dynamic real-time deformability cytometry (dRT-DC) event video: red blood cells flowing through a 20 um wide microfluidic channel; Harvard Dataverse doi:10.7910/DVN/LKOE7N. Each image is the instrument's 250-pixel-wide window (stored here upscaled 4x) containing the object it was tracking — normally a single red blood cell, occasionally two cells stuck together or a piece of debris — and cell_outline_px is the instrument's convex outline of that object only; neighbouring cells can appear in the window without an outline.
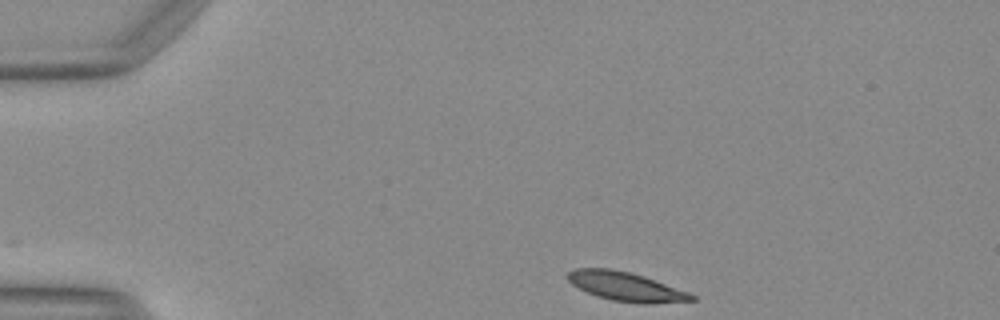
{"species": "Egyptian fruit bat (a non-hibernating species)", "species_latin": "Rousettus aegyptiacus", "temperature_condition": "warm", "stored_images_in_passage": 42, "camera_frame_rate_fps": 3000, "um_per_image_px": 0.085, "animal": {"sex": "female"}, "frame": {"image": 1, "passage_image": 1, "time_ms": 0.0, "image_size_px": [1000, 320], "cell_outline_px": [[696, 300], [652, 304], [644, 304], [612, 300], [596, 296], [572, 284], [568, 280], [568, 272], [572, 268], [612, 268], [644, 276], [688, 292], [696, 296]], "centroid_in_image_um": [53.21, 24.36], "position_along_channel_um": 31.8, "area_um2": 20.87}}
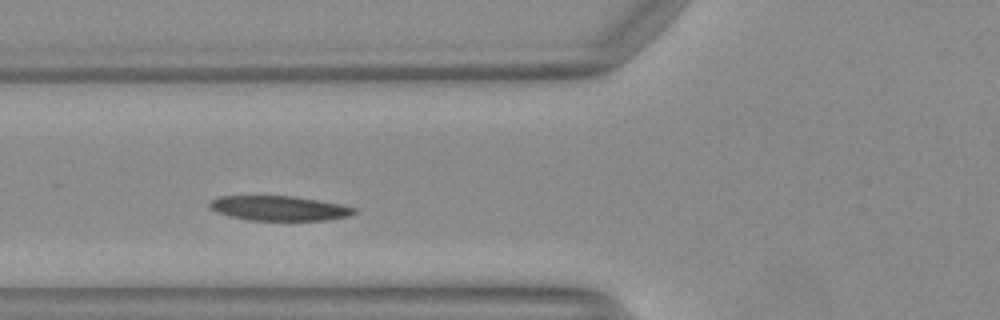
{"frame": {"image": 2, "passage_image": 11, "time_ms": 3.333, "image_size_px": [1000, 320], "cell_outline_px": [[356, 212], [352, 216], [328, 220], [248, 220], [228, 216], [216, 212], [208, 208], [208, 204], [212, 200], [220, 196], [292, 196], [340, 204], [356, 208]], "centroid_in_image_um": [23.71, 17.71], "position_along_channel_um": 102.1, "area_um2": 20.92}}
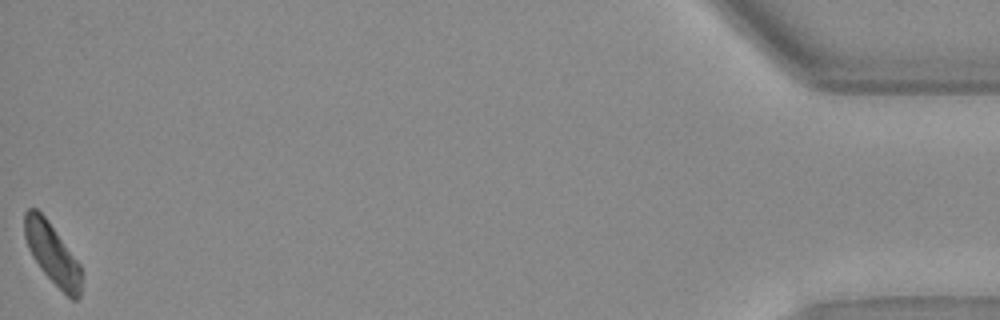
{"frame": {"image": 3, "passage_image": 42, "time_ms": 13.667, "image_size_px": [1000, 320], "cell_outline_px": [[80, 296], [76, 300], [72, 300], [40, 268], [32, 256], [28, 248], [24, 236], [24, 212], [28, 208], [36, 208], [48, 220], [80, 264]], "centroid_in_image_um": [4.41, 21.52], "position_along_channel_um": 430.8, "area_um2": 19.77}, "authors_computed_cell_mechanics": {"area_um2": 21.3282, "velocity_mm_per_s": 4.0739, "shape_relaxation_time_tau1_ms": 4.523, "shape_relaxation_time_tau2_ms": 2.0266, "deformation_change_tau1": 0.167, "deformation_change_tau2": 0.0863}}